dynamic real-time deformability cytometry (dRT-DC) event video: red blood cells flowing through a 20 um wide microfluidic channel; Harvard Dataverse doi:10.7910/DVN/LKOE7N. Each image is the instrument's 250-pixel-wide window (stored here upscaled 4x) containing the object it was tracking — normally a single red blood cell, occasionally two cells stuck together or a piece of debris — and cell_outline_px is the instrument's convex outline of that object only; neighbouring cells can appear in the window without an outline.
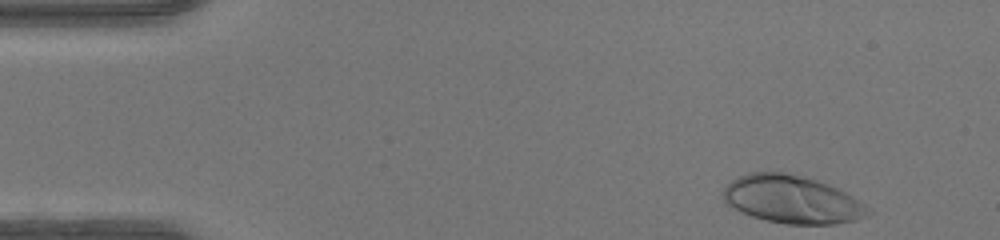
{"species": "human", "species_latin": "Homo sapiens", "temperature_condition": "warm", "stored_images_in_passage": 45, "camera_frame_rate_fps": 3000, "um_per_image_px": 0.085, "donor": {"sex": "female"}, "frame": {"image": 1, "passage_image": 1, "time_ms": 0.0, "image_size_px": [1000, 240], "cell_outline_px": [[872, 212], [856, 220], [836, 224], [784, 224], [764, 220], [740, 212], [728, 204], [724, 200], [724, 188], [732, 180], [748, 172], [784, 172], [816, 180], [828, 184], [852, 196], [864, 204]], "centroid_in_image_um": [67.31, 16.96], "position_along_channel_um": 17.7, "area_um2": 40.11}}
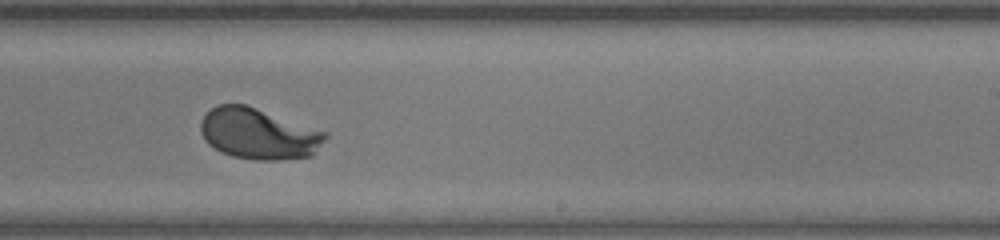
{"frame": {"image": 2, "passage_image": 26, "time_ms": 8.333, "image_size_px": [1000, 240], "cell_outline_px": [[328, 136], [312, 156], [280, 160], [256, 160], [232, 156], [220, 152], [208, 144], [204, 140], [200, 132], [200, 120], [216, 104], [244, 104], [328, 132]], "centroid_in_image_um": [21.96, 11.38], "position_along_channel_um": 267.0, "area_um2": 37.17}}
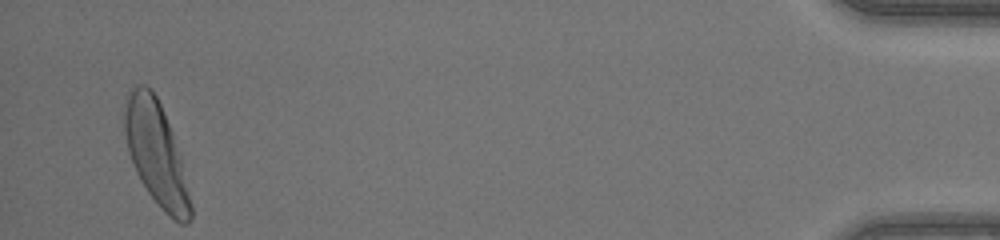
{"frame": {"image": 3, "passage_image": 43, "time_ms": 14.0, "image_size_px": [1000, 240], "cell_outline_px": [[192, 216], [188, 224], [180, 224], [172, 220], [160, 208], [148, 192], [136, 172], [128, 152], [124, 132], [124, 112], [128, 92], [136, 84], [144, 84], [152, 88], [164, 112], [172, 132], [180, 156], [192, 204]], "centroid_in_image_um": [13.27, 13.06], "position_along_channel_um": 421.9, "area_um2": 39.77}, "authors_computed_cell_mechanics": {"area_um2": 37.3966, "velocity_mm_per_s": 4.2569, "shape_relaxation_time_tau1_ms": 2.8285, "shape_relaxation_time_tau2_ms": null, "deformation_change_tau1": 0.2075, "deformation_change_tau2": null}}